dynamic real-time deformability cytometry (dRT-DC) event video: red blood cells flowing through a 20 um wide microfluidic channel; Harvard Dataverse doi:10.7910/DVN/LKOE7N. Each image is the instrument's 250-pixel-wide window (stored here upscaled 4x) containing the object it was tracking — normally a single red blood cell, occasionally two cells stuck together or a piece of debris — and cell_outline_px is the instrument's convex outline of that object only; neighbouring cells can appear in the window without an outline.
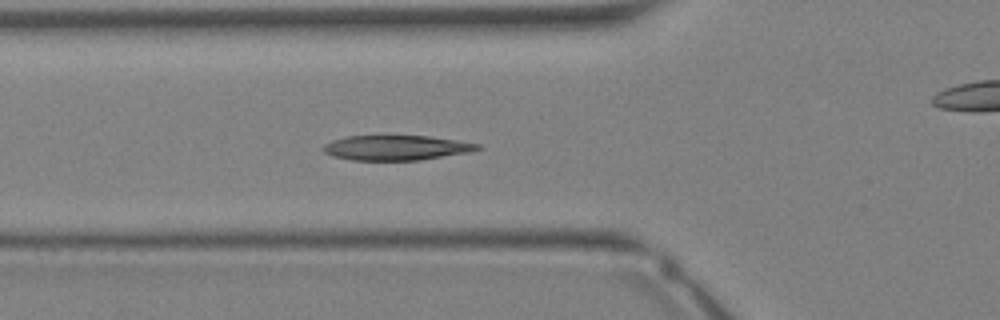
{"species": "Egyptian fruit bat (a non-hibernating species)", "species_latin": "Rousettus aegyptiacus", "temperature_condition": "warm", "stored_images_in_passage": 33, "camera_frame_rate_fps": 3000, "um_per_image_px": 0.085, "animal": {"sex": "female"}, "frame": {"image": 1, "passage_image": 10, "time_ms": 3.0, "image_size_px": [1000, 320], "cell_outline_px": [[484, 148], [468, 152], [420, 160], [352, 160], [332, 156], [324, 152], [320, 148], [324, 144], [332, 140], [344, 136], [428, 136], [456, 140], [480, 144]], "centroid_in_image_um": [33.64, 12.55], "position_along_channel_um": 92.2, "area_um2": 22.43}}
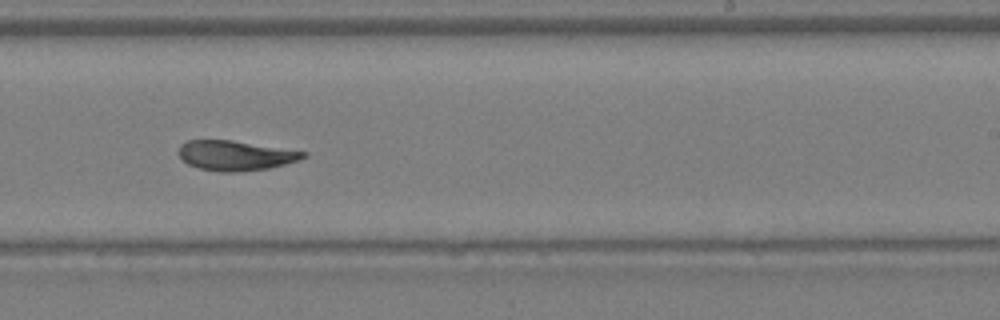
{"frame": {"image": 2, "passage_image": 19, "time_ms": 6.0, "image_size_px": [1000, 320], "cell_outline_px": [[308, 156], [300, 160], [268, 168], [236, 172], [220, 172], [200, 168], [188, 164], [180, 156], [180, 144], [188, 140], [232, 140], [308, 152]], "centroid_in_image_um": [20.05, 13.21], "position_along_channel_um": 269.0, "area_um2": 21.56}}
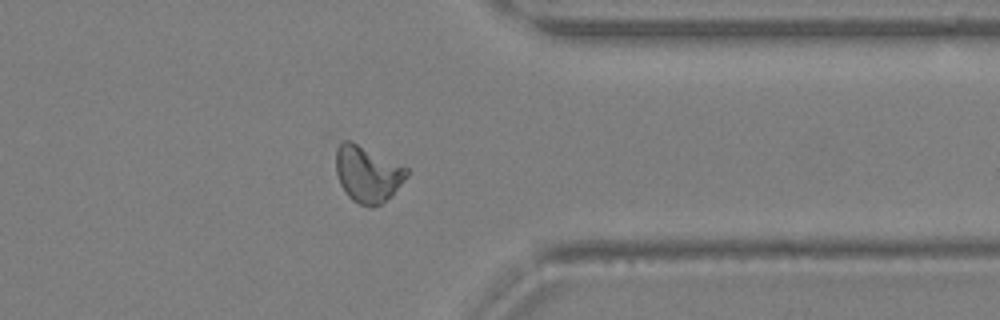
{"frame": {"image": 3, "passage_image": 25, "time_ms": 8.0, "image_size_px": [1000, 320], "cell_outline_px": [[408, 176], [392, 196], [380, 204], [372, 208], [368, 208], [352, 200], [348, 196], [340, 184], [336, 172], [336, 148], [344, 140], [348, 140], [408, 168]], "centroid_in_image_um": [31.24, 14.83], "position_along_channel_um": 380.2, "area_um2": 23.06}}